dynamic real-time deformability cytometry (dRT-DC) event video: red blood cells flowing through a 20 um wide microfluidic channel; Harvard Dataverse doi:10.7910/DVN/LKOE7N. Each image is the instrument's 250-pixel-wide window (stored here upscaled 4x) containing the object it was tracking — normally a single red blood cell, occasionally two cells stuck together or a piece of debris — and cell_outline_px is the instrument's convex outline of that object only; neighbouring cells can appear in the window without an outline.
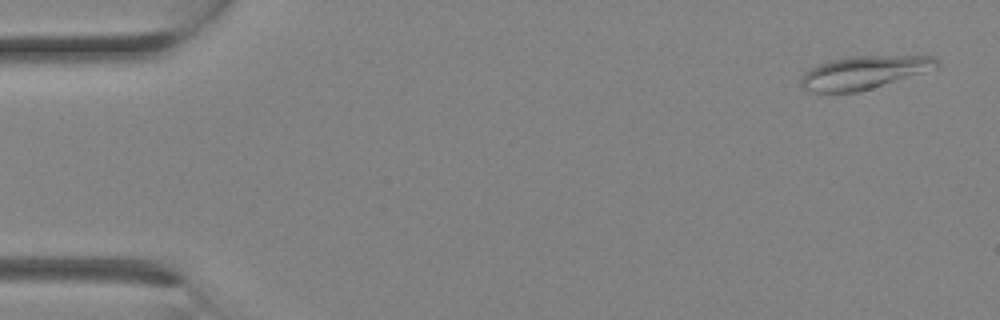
{"species": "Egyptian fruit bat (a non-hibernating species)", "species_latin": "Rousettus aegyptiacus", "temperature_condition": "room temperature", "stored_images_in_passage": 12, "camera_frame_rate_fps": 3000, "um_per_image_px": 0.085, "animal": {"sex": "female"}, "frame": {"image": 1, "passage_image": 1, "time_ms": 0.0, "image_size_px": [1000, 320], "cell_outline_px": [[940, 68], [872, 88], [856, 92], [812, 92], [804, 88], [800, 84], [800, 76], [808, 68], [828, 60], [848, 56], [936, 56], [940, 60]], "centroid_in_image_um": [73.46, 6.15], "position_along_channel_um": 11.5, "area_um2": 26.59}}
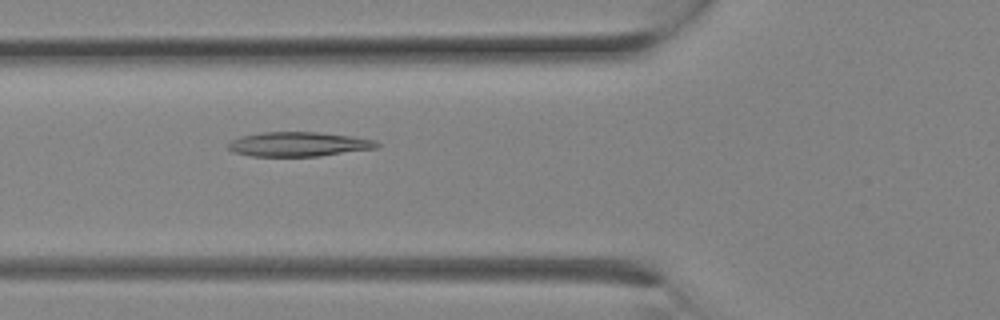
{"frame": {"image": 2, "passage_image": 9, "time_ms": 2.667, "image_size_px": [1000, 320], "cell_outline_px": [[380, 148], [320, 156], [252, 156], [236, 152], [228, 148], [228, 144], [232, 140], [240, 136], [260, 132], [316, 132], [348, 136], [376, 140], [380, 144]], "centroid_in_image_um": [25.42, 12.26], "position_along_channel_um": 100.4, "area_um2": 21.15}}
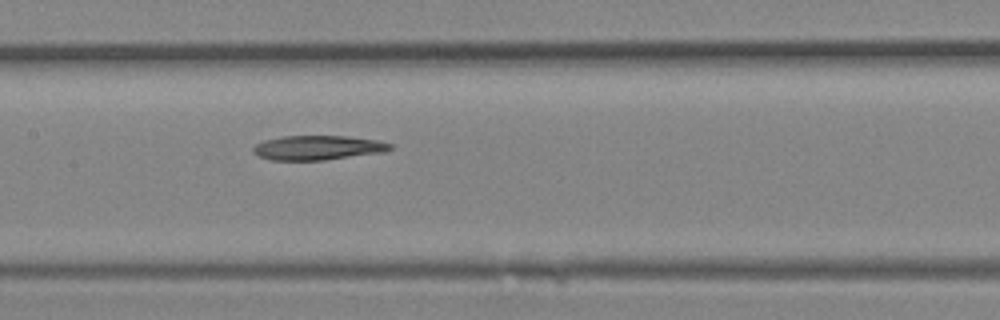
{"frame": {"image": 3, "passage_image": 12, "time_ms": 3.667, "image_size_px": [1000, 320], "cell_outline_px": [[392, 148], [384, 152], [324, 160], [268, 160], [252, 152], [252, 148], [256, 144], [264, 140], [280, 136], [348, 136], [376, 140], [392, 144]], "centroid_in_image_um": [26.98, 12.55], "position_along_channel_um": 180.4, "area_um2": 19.54}}